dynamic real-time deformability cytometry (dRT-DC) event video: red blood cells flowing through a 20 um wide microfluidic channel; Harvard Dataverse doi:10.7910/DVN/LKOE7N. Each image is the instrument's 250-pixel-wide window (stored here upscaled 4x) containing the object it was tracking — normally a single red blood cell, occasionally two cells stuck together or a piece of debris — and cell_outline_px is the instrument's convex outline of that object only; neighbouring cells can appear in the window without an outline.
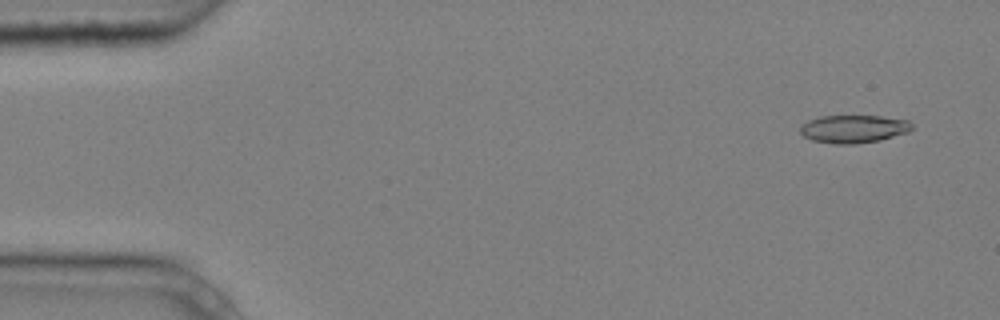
{"species": "common noctule bat (a hibernating species)", "species_latin": "Nyctalus noctula", "temperature_condition": "cold", "stored_images_in_passage": 4, "camera_frame_rate_fps": 3000, "um_per_image_px": 0.085, "animal": {"sex": "male", "body_mass_g": 20.4}, "frame": {"image": 1, "passage_image": 1, "time_ms": 0.0, "image_size_px": [1000, 320], "cell_outline_px": [[912, 128], [908, 132], [880, 140], [856, 144], [836, 144], [812, 140], [804, 136], [800, 132], [800, 128], [808, 120], [820, 116], [880, 116], [908, 120], [912, 124]], "centroid_in_image_um": [72.56, 10.96], "position_along_channel_um": 12.4, "area_um2": 18.09}}
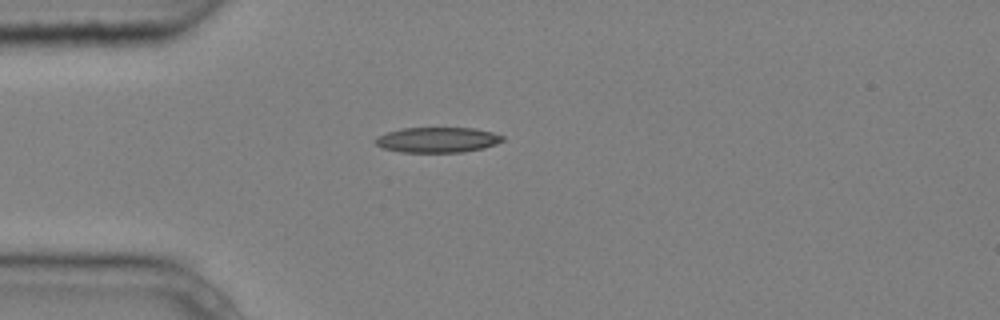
{"frame": {"image": 2, "passage_image": 4, "time_ms": 1.0, "image_size_px": [1000, 320], "cell_outline_px": [[504, 140], [496, 144], [484, 148], [464, 152], [400, 152], [384, 148], [376, 144], [372, 140], [376, 136], [388, 132], [404, 128], [476, 128], [492, 132], [504, 136]], "centroid_in_image_um": [37.19, 11.89], "position_along_channel_um": 47.8, "area_um2": 18.84}}